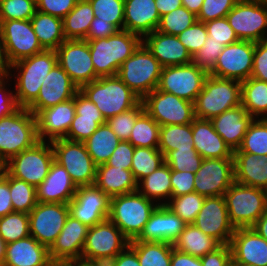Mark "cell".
I'll return each instance as SVG.
<instances>
[{"label": "cell", "instance_id": "25", "mask_svg": "<svg viewBox=\"0 0 267 266\" xmlns=\"http://www.w3.org/2000/svg\"><path fill=\"white\" fill-rule=\"evenodd\" d=\"M185 225L186 223L165 205H157L143 231L134 240L174 243Z\"/></svg>", "mask_w": 267, "mask_h": 266}, {"label": "cell", "instance_id": "17", "mask_svg": "<svg viewBox=\"0 0 267 266\" xmlns=\"http://www.w3.org/2000/svg\"><path fill=\"white\" fill-rule=\"evenodd\" d=\"M235 182L233 158L203 159L195 173V192L204 197L221 196Z\"/></svg>", "mask_w": 267, "mask_h": 266}, {"label": "cell", "instance_id": "20", "mask_svg": "<svg viewBox=\"0 0 267 266\" xmlns=\"http://www.w3.org/2000/svg\"><path fill=\"white\" fill-rule=\"evenodd\" d=\"M68 205L71 216L92 227L108 219L110 198L95 185L80 186Z\"/></svg>", "mask_w": 267, "mask_h": 266}, {"label": "cell", "instance_id": "47", "mask_svg": "<svg viewBox=\"0 0 267 266\" xmlns=\"http://www.w3.org/2000/svg\"><path fill=\"white\" fill-rule=\"evenodd\" d=\"M205 197L197 192L171 197L165 206L180 217L186 224H193L200 212Z\"/></svg>", "mask_w": 267, "mask_h": 266}, {"label": "cell", "instance_id": "48", "mask_svg": "<svg viewBox=\"0 0 267 266\" xmlns=\"http://www.w3.org/2000/svg\"><path fill=\"white\" fill-rule=\"evenodd\" d=\"M30 235L29 214L13 212L0 218V237L8 244Z\"/></svg>", "mask_w": 267, "mask_h": 266}, {"label": "cell", "instance_id": "30", "mask_svg": "<svg viewBox=\"0 0 267 266\" xmlns=\"http://www.w3.org/2000/svg\"><path fill=\"white\" fill-rule=\"evenodd\" d=\"M159 22L155 0H124V30L143 38L153 33Z\"/></svg>", "mask_w": 267, "mask_h": 266}, {"label": "cell", "instance_id": "23", "mask_svg": "<svg viewBox=\"0 0 267 266\" xmlns=\"http://www.w3.org/2000/svg\"><path fill=\"white\" fill-rule=\"evenodd\" d=\"M79 88L57 63L44 79L36 100L27 108L34 115L39 111L74 98Z\"/></svg>", "mask_w": 267, "mask_h": 266}, {"label": "cell", "instance_id": "37", "mask_svg": "<svg viewBox=\"0 0 267 266\" xmlns=\"http://www.w3.org/2000/svg\"><path fill=\"white\" fill-rule=\"evenodd\" d=\"M137 190L157 205H165L172 197L170 167L162 164L138 183Z\"/></svg>", "mask_w": 267, "mask_h": 266}, {"label": "cell", "instance_id": "15", "mask_svg": "<svg viewBox=\"0 0 267 266\" xmlns=\"http://www.w3.org/2000/svg\"><path fill=\"white\" fill-rule=\"evenodd\" d=\"M30 235L50 248L62 231L70 214L65 203H40L28 213Z\"/></svg>", "mask_w": 267, "mask_h": 266}, {"label": "cell", "instance_id": "49", "mask_svg": "<svg viewBox=\"0 0 267 266\" xmlns=\"http://www.w3.org/2000/svg\"><path fill=\"white\" fill-rule=\"evenodd\" d=\"M9 190L14 212L29 213L36 206L35 186L9 174Z\"/></svg>", "mask_w": 267, "mask_h": 266}, {"label": "cell", "instance_id": "65", "mask_svg": "<svg viewBox=\"0 0 267 266\" xmlns=\"http://www.w3.org/2000/svg\"><path fill=\"white\" fill-rule=\"evenodd\" d=\"M13 205L9 190V173L3 168H0V218L13 213Z\"/></svg>", "mask_w": 267, "mask_h": 266}, {"label": "cell", "instance_id": "39", "mask_svg": "<svg viewBox=\"0 0 267 266\" xmlns=\"http://www.w3.org/2000/svg\"><path fill=\"white\" fill-rule=\"evenodd\" d=\"M89 0H78L75 7L63 18V34L66 40H85L95 18Z\"/></svg>", "mask_w": 267, "mask_h": 266}, {"label": "cell", "instance_id": "32", "mask_svg": "<svg viewBox=\"0 0 267 266\" xmlns=\"http://www.w3.org/2000/svg\"><path fill=\"white\" fill-rule=\"evenodd\" d=\"M253 117L247 110L239 105L235 108L224 111L210 121L214 130L219 134L225 143L234 152L240 147Z\"/></svg>", "mask_w": 267, "mask_h": 266}, {"label": "cell", "instance_id": "60", "mask_svg": "<svg viewBox=\"0 0 267 266\" xmlns=\"http://www.w3.org/2000/svg\"><path fill=\"white\" fill-rule=\"evenodd\" d=\"M10 81L12 82L9 76L0 77V119L14 113L19 108L14 90L10 89L12 88Z\"/></svg>", "mask_w": 267, "mask_h": 266}, {"label": "cell", "instance_id": "74", "mask_svg": "<svg viewBox=\"0 0 267 266\" xmlns=\"http://www.w3.org/2000/svg\"><path fill=\"white\" fill-rule=\"evenodd\" d=\"M5 251H6V243L0 237V263H4Z\"/></svg>", "mask_w": 267, "mask_h": 266}, {"label": "cell", "instance_id": "70", "mask_svg": "<svg viewBox=\"0 0 267 266\" xmlns=\"http://www.w3.org/2000/svg\"><path fill=\"white\" fill-rule=\"evenodd\" d=\"M157 11L161 16L182 7V0H155Z\"/></svg>", "mask_w": 267, "mask_h": 266}, {"label": "cell", "instance_id": "69", "mask_svg": "<svg viewBox=\"0 0 267 266\" xmlns=\"http://www.w3.org/2000/svg\"><path fill=\"white\" fill-rule=\"evenodd\" d=\"M12 64L10 63L6 48L4 44L2 28L0 24V77H7L10 75Z\"/></svg>", "mask_w": 267, "mask_h": 266}, {"label": "cell", "instance_id": "61", "mask_svg": "<svg viewBox=\"0 0 267 266\" xmlns=\"http://www.w3.org/2000/svg\"><path fill=\"white\" fill-rule=\"evenodd\" d=\"M195 173L171 170L172 197L195 192Z\"/></svg>", "mask_w": 267, "mask_h": 266}, {"label": "cell", "instance_id": "36", "mask_svg": "<svg viewBox=\"0 0 267 266\" xmlns=\"http://www.w3.org/2000/svg\"><path fill=\"white\" fill-rule=\"evenodd\" d=\"M221 245L218 240L206 235L194 224H186L184 230L173 243L176 250L199 258L216 250Z\"/></svg>", "mask_w": 267, "mask_h": 266}, {"label": "cell", "instance_id": "56", "mask_svg": "<svg viewBox=\"0 0 267 266\" xmlns=\"http://www.w3.org/2000/svg\"><path fill=\"white\" fill-rule=\"evenodd\" d=\"M177 37L193 57L205 44L208 34L204 22L196 21Z\"/></svg>", "mask_w": 267, "mask_h": 266}, {"label": "cell", "instance_id": "64", "mask_svg": "<svg viewBox=\"0 0 267 266\" xmlns=\"http://www.w3.org/2000/svg\"><path fill=\"white\" fill-rule=\"evenodd\" d=\"M202 266H229L232 260L229 244H222L216 250L200 258Z\"/></svg>", "mask_w": 267, "mask_h": 266}, {"label": "cell", "instance_id": "38", "mask_svg": "<svg viewBox=\"0 0 267 266\" xmlns=\"http://www.w3.org/2000/svg\"><path fill=\"white\" fill-rule=\"evenodd\" d=\"M30 21L44 50H56L66 40L63 34V19L37 10Z\"/></svg>", "mask_w": 267, "mask_h": 266}, {"label": "cell", "instance_id": "35", "mask_svg": "<svg viewBox=\"0 0 267 266\" xmlns=\"http://www.w3.org/2000/svg\"><path fill=\"white\" fill-rule=\"evenodd\" d=\"M94 185L109 198L137 191L138 183L131 170L103 163L96 168Z\"/></svg>", "mask_w": 267, "mask_h": 266}, {"label": "cell", "instance_id": "5", "mask_svg": "<svg viewBox=\"0 0 267 266\" xmlns=\"http://www.w3.org/2000/svg\"><path fill=\"white\" fill-rule=\"evenodd\" d=\"M156 206L138 190L114 196L110 198L108 219L131 241L141 234Z\"/></svg>", "mask_w": 267, "mask_h": 266}, {"label": "cell", "instance_id": "13", "mask_svg": "<svg viewBox=\"0 0 267 266\" xmlns=\"http://www.w3.org/2000/svg\"><path fill=\"white\" fill-rule=\"evenodd\" d=\"M141 101L145 111L160 126L190 124L196 118L193 102L158 89L153 90Z\"/></svg>", "mask_w": 267, "mask_h": 266}, {"label": "cell", "instance_id": "40", "mask_svg": "<svg viewBox=\"0 0 267 266\" xmlns=\"http://www.w3.org/2000/svg\"><path fill=\"white\" fill-rule=\"evenodd\" d=\"M241 105L254 119H267V82L252 77L242 81Z\"/></svg>", "mask_w": 267, "mask_h": 266}, {"label": "cell", "instance_id": "12", "mask_svg": "<svg viewBox=\"0 0 267 266\" xmlns=\"http://www.w3.org/2000/svg\"><path fill=\"white\" fill-rule=\"evenodd\" d=\"M226 19L239 40L267 39V6L263 0H238Z\"/></svg>", "mask_w": 267, "mask_h": 266}, {"label": "cell", "instance_id": "50", "mask_svg": "<svg viewBox=\"0 0 267 266\" xmlns=\"http://www.w3.org/2000/svg\"><path fill=\"white\" fill-rule=\"evenodd\" d=\"M196 21L197 16L182 6L161 16L156 30L165 34L177 36L188 27L192 26Z\"/></svg>", "mask_w": 267, "mask_h": 266}, {"label": "cell", "instance_id": "24", "mask_svg": "<svg viewBox=\"0 0 267 266\" xmlns=\"http://www.w3.org/2000/svg\"><path fill=\"white\" fill-rule=\"evenodd\" d=\"M88 228L69 214L62 231L49 248L51 260L56 265H64L81 259Z\"/></svg>", "mask_w": 267, "mask_h": 266}, {"label": "cell", "instance_id": "75", "mask_svg": "<svg viewBox=\"0 0 267 266\" xmlns=\"http://www.w3.org/2000/svg\"><path fill=\"white\" fill-rule=\"evenodd\" d=\"M229 266H254V265L243 264V263H239V262L231 260V263Z\"/></svg>", "mask_w": 267, "mask_h": 266}, {"label": "cell", "instance_id": "9", "mask_svg": "<svg viewBox=\"0 0 267 266\" xmlns=\"http://www.w3.org/2000/svg\"><path fill=\"white\" fill-rule=\"evenodd\" d=\"M54 160L51 142L39 140L32 147L12 157L2 167L11 176L37 187L45 180Z\"/></svg>", "mask_w": 267, "mask_h": 266}, {"label": "cell", "instance_id": "10", "mask_svg": "<svg viewBox=\"0 0 267 266\" xmlns=\"http://www.w3.org/2000/svg\"><path fill=\"white\" fill-rule=\"evenodd\" d=\"M51 144L55 161L65 168L76 187L94 185L97 165L84 142L61 138Z\"/></svg>", "mask_w": 267, "mask_h": 266}, {"label": "cell", "instance_id": "71", "mask_svg": "<svg viewBox=\"0 0 267 266\" xmlns=\"http://www.w3.org/2000/svg\"><path fill=\"white\" fill-rule=\"evenodd\" d=\"M267 241V211L251 227Z\"/></svg>", "mask_w": 267, "mask_h": 266}, {"label": "cell", "instance_id": "45", "mask_svg": "<svg viewBox=\"0 0 267 266\" xmlns=\"http://www.w3.org/2000/svg\"><path fill=\"white\" fill-rule=\"evenodd\" d=\"M164 163V155L158 148L135 147L131 171L139 183Z\"/></svg>", "mask_w": 267, "mask_h": 266}, {"label": "cell", "instance_id": "55", "mask_svg": "<svg viewBox=\"0 0 267 266\" xmlns=\"http://www.w3.org/2000/svg\"><path fill=\"white\" fill-rule=\"evenodd\" d=\"M223 47L224 46L220 42L212 41L208 36L205 44L192 57V62L207 75H211Z\"/></svg>", "mask_w": 267, "mask_h": 266}, {"label": "cell", "instance_id": "3", "mask_svg": "<svg viewBox=\"0 0 267 266\" xmlns=\"http://www.w3.org/2000/svg\"><path fill=\"white\" fill-rule=\"evenodd\" d=\"M79 91L96 105L105 120L134 108L141 101L117 75L99 77Z\"/></svg>", "mask_w": 267, "mask_h": 266}, {"label": "cell", "instance_id": "54", "mask_svg": "<svg viewBox=\"0 0 267 266\" xmlns=\"http://www.w3.org/2000/svg\"><path fill=\"white\" fill-rule=\"evenodd\" d=\"M145 111L142 101L134 108L106 120L108 126L121 141H128L137 118Z\"/></svg>", "mask_w": 267, "mask_h": 266}, {"label": "cell", "instance_id": "58", "mask_svg": "<svg viewBox=\"0 0 267 266\" xmlns=\"http://www.w3.org/2000/svg\"><path fill=\"white\" fill-rule=\"evenodd\" d=\"M204 24L212 41L220 42L223 46L239 41L226 17L208 21Z\"/></svg>", "mask_w": 267, "mask_h": 266}, {"label": "cell", "instance_id": "51", "mask_svg": "<svg viewBox=\"0 0 267 266\" xmlns=\"http://www.w3.org/2000/svg\"><path fill=\"white\" fill-rule=\"evenodd\" d=\"M97 21L109 22L124 30V0H89Z\"/></svg>", "mask_w": 267, "mask_h": 266}, {"label": "cell", "instance_id": "62", "mask_svg": "<svg viewBox=\"0 0 267 266\" xmlns=\"http://www.w3.org/2000/svg\"><path fill=\"white\" fill-rule=\"evenodd\" d=\"M135 147L129 141H120L106 162L110 166L131 170Z\"/></svg>", "mask_w": 267, "mask_h": 266}, {"label": "cell", "instance_id": "22", "mask_svg": "<svg viewBox=\"0 0 267 266\" xmlns=\"http://www.w3.org/2000/svg\"><path fill=\"white\" fill-rule=\"evenodd\" d=\"M75 114V96L39 111L35 115L38 139L51 142L65 138Z\"/></svg>", "mask_w": 267, "mask_h": 266}, {"label": "cell", "instance_id": "26", "mask_svg": "<svg viewBox=\"0 0 267 266\" xmlns=\"http://www.w3.org/2000/svg\"><path fill=\"white\" fill-rule=\"evenodd\" d=\"M229 246L233 261L267 266V241L251 227L235 229Z\"/></svg>", "mask_w": 267, "mask_h": 266}, {"label": "cell", "instance_id": "21", "mask_svg": "<svg viewBox=\"0 0 267 266\" xmlns=\"http://www.w3.org/2000/svg\"><path fill=\"white\" fill-rule=\"evenodd\" d=\"M193 224L221 244H229L235 231L234 226L229 221L223 195L205 197L203 206Z\"/></svg>", "mask_w": 267, "mask_h": 266}, {"label": "cell", "instance_id": "41", "mask_svg": "<svg viewBox=\"0 0 267 266\" xmlns=\"http://www.w3.org/2000/svg\"><path fill=\"white\" fill-rule=\"evenodd\" d=\"M120 141L108 124L104 123L99 125L84 143L94 163L98 166L109 160Z\"/></svg>", "mask_w": 267, "mask_h": 266}, {"label": "cell", "instance_id": "73", "mask_svg": "<svg viewBox=\"0 0 267 266\" xmlns=\"http://www.w3.org/2000/svg\"><path fill=\"white\" fill-rule=\"evenodd\" d=\"M204 0H182V5L196 16L201 10Z\"/></svg>", "mask_w": 267, "mask_h": 266}, {"label": "cell", "instance_id": "72", "mask_svg": "<svg viewBox=\"0 0 267 266\" xmlns=\"http://www.w3.org/2000/svg\"><path fill=\"white\" fill-rule=\"evenodd\" d=\"M64 266H111L109 262L87 261L83 259L73 260L64 264Z\"/></svg>", "mask_w": 267, "mask_h": 266}, {"label": "cell", "instance_id": "44", "mask_svg": "<svg viewBox=\"0 0 267 266\" xmlns=\"http://www.w3.org/2000/svg\"><path fill=\"white\" fill-rule=\"evenodd\" d=\"M160 125L144 111L132 128L129 142L134 147L158 148Z\"/></svg>", "mask_w": 267, "mask_h": 266}, {"label": "cell", "instance_id": "57", "mask_svg": "<svg viewBox=\"0 0 267 266\" xmlns=\"http://www.w3.org/2000/svg\"><path fill=\"white\" fill-rule=\"evenodd\" d=\"M238 0H204L197 21L208 22L226 17Z\"/></svg>", "mask_w": 267, "mask_h": 266}, {"label": "cell", "instance_id": "63", "mask_svg": "<svg viewBox=\"0 0 267 266\" xmlns=\"http://www.w3.org/2000/svg\"><path fill=\"white\" fill-rule=\"evenodd\" d=\"M251 77L267 82V39L255 42Z\"/></svg>", "mask_w": 267, "mask_h": 266}, {"label": "cell", "instance_id": "7", "mask_svg": "<svg viewBox=\"0 0 267 266\" xmlns=\"http://www.w3.org/2000/svg\"><path fill=\"white\" fill-rule=\"evenodd\" d=\"M163 66L141 43L121 64L117 76L142 100L158 88Z\"/></svg>", "mask_w": 267, "mask_h": 266}, {"label": "cell", "instance_id": "67", "mask_svg": "<svg viewBox=\"0 0 267 266\" xmlns=\"http://www.w3.org/2000/svg\"><path fill=\"white\" fill-rule=\"evenodd\" d=\"M111 266H140L136 251L128 245L110 262Z\"/></svg>", "mask_w": 267, "mask_h": 266}, {"label": "cell", "instance_id": "19", "mask_svg": "<svg viewBox=\"0 0 267 266\" xmlns=\"http://www.w3.org/2000/svg\"><path fill=\"white\" fill-rule=\"evenodd\" d=\"M0 24L11 64L44 51L30 20L0 21Z\"/></svg>", "mask_w": 267, "mask_h": 266}, {"label": "cell", "instance_id": "31", "mask_svg": "<svg viewBox=\"0 0 267 266\" xmlns=\"http://www.w3.org/2000/svg\"><path fill=\"white\" fill-rule=\"evenodd\" d=\"M76 114L65 139L84 142L99 127L106 123L96 105L84 96L80 91L75 94Z\"/></svg>", "mask_w": 267, "mask_h": 266}, {"label": "cell", "instance_id": "2", "mask_svg": "<svg viewBox=\"0 0 267 266\" xmlns=\"http://www.w3.org/2000/svg\"><path fill=\"white\" fill-rule=\"evenodd\" d=\"M95 80L99 77L115 76L120 66L142 43V38L126 30H119L107 38L87 40Z\"/></svg>", "mask_w": 267, "mask_h": 266}, {"label": "cell", "instance_id": "68", "mask_svg": "<svg viewBox=\"0 0 267 266\" xmlns=\"http://www.w3.org/2000/svg\"><path fill=\"white\" fill-rule=\"evenodd\" d=\"M170 266H202V263L199 257L180 252L173 248Z\"/></svg>", "mask_w": 267, "mask_h": 266}, {"label": "cell", "instance_id": "16", "mask_svg": "<svg viewBox=\"0 0 267 266\" xmlns=\"http://www.w3.org/2000/svg\"><path fill=\"white\" fill-rule=\"evenodd\" d=\"M55 51L57 63L79 89L95 80V69L87 40H65Z\"/></svg>", "mask_w": 267, "mask_h": 266}, {"label": "cell", "instance_id": "4", "mask_svg": "<svg viewBox=\"0 0 267 266\" xmlns=\"http://www.w3.org/2000/svg\"><path fill=\"white\" fill-rule=\"evenodd\" d=\"M39 139L35 115L19 107L0 119V167L12 157L32 147Z\"/></svg>", "mask_w": 267, "mask_h": 266}, {"label": "cell", "instance_id": "27", "mask_svg": "<svg viewBox=\"0 0 267 266\" xmlns=\"http://www.w3.org/2000/svg\"><path fill=\"white\" fill-rule=\"evenodd\" d=\"M142 43L163 66L183 65L192 62V56L175 35L155 30L142 38Z\"/></svg>", "mask_w": 267, "mask_h": 266}, {"label": "cell", "instance_id": "52", "mask_svg": "<svg viewBox=\"0 0 267 266\" xmlns=\"http://www.w3.org/2000/svg\"><path fill=\"white\" fill-rule=\"evenodd\" d=\"M164 159L171 170L191 173L197 172L203 160L202 156L195 149L170 151L164 156Z\"/></svg>", "mask_w": 267, "mask_h": 266}, {"label": "cell", "instance_id": "11", "mask_svg": "<svg viewBox=\"0 0 267 266\" xmlns=\"http://www.w3.org/2000/svg\"><path fill=\"white\" fill-rule=\"evenodd\" d=\"M130 240L109 219L88 228L81 259L110 262L128 245Z\"/></svg>", "mask_w": 267, "mask_h": 266}, {"label": "cell", "instance_id": "14", "mask_svg": "<svg viewBox=\"0 0 267 266\" xmlns=\"http://www.w3.org/2000/svg\"><path fill=\"white\" fill-rule=\"evenodd\" d=\"M207 76L193 62L166 66L162 69L157 89L194 103Z\"/></svg>", "mask_w": 267, "mask_h": 266}, {"label": "cell", "instance_id": "42", "mask_svg": "<svg viewBox=\"0 0 267 266\" xmlns=\"http://www.w3.org/2000/svg\"><path fill=\"white\" fill-rule=\"evenodd\" d=\"M129 245L136 251L140 266H170L173 243L131 240Z\"/></svg>", "mask_w": 267, "mask_h": 266}, {"label": "cell", "instance_id": "6", "mask_svg": "<svg viewBox=\"0 0 267 266\" xmlns=\"http://www.w3.org/2000/svg\"><path fill=\"white\" fill-rule=\"evenodd\" d=\"M241 105V81L208 75L194 102L195 117L211 120Z\"/></svg>", "mask_w": 267, "mask_h": 266}, {"label": "cell", "instance_id": "53", "mask_svg": "<svg viewBox=\"0 0 267 266\" xmlns=\"http://www.w3.org/2000/svg\"><path fill=\"white\" fill-rule=\"evenodd\" d=\"M36 11V0H0V21L31 20Z\"/></svg>", "mask_w": 267, "mask_h": 266}, {"label": "cell", "instance_id": "1", "mask_svg": "<svg viewBox=\"0 0 267 266\" xmlns=\"http://www.w3.org/2000/svg\"><path fill=\"white\" fill-rule=\"evenodd\" d=\"M56 64L55 50H44L12 64L9 77L14 79L12 90L19 107L28 108L36 100L44 79Z\"/></svg>", "mask_w": 267, "mask_h": 266}, {"label": "cell", "instance_id": "28", "mask_svg": "<svg viewBox=\"0 0 267 266\" xmlns=\"http://www.w3.org/2000/svg\"><path fill=\"white\" fill-rule=\"evenodd\" d=\"M76 190L69 173L54 160L45 180L36 187V199L40 203L68 204Z\"/></svg>", "mask_w": 267, "mask_h": 266}, {"label": "cell", "instance_id": "29", "mask_svg": "<svg viewBox=\"0 0 267 266\" xmlns=\"http://www.w3.org/2000/svg\"><path fill=\"white\" fill-rule=\"evenodd\" d=\"M5 266H55L49 255V248L34 237L6 244Z\"/></svg>", "mask_w": 267, "mask_h": 266}, {"label": "cell", "instance_id": "43", "mask_svg": "<svg viewBox=\"0 0 267 266\" xmlns=\"http://www.w3.org/2000/svg\"><path fill=\"white\" fill-rule=\"evenodd\" d=\"M192 124L160 126L158 149L165 156L177 149H194Z\"/></svg>", "mask_w": 267, "mask_h": 266}, {"label": "cell", "instance_id": "8", "mask_svg": "<svg viewBox=\"0 0 267 266\" xmlns=\"http://www.w3.org/2000/svg\"><path fill=\"white\" fill-rule=\"evenodd\" d=\"M228 217L235 229L250 228L267 211V191L234 182L224 193Z\"/></svg>", "mask_w": 267, "mask_h": 266}, {"label": "cell", "instance_id": "66", "mask_svg": "<svg viewBox=\"0 0 267 266\" xmlns=\"http://www.w3.org/2000/svg\"><path fill=\"white\" fill-rule=\"evenodd\" d=\"M118 31L119 29L115 25L109 22L97 21V18L95 17L90 24L89 31L85 40L107 38L111 35L116 34Z\"/></svg>", "mask_w": 267, "mask_h": 266}, {"label": "cell", "instance_id": "18", "mask_svg": "<svg viewBox=\"0 0 267 266\" xmlns=\"http://www.w3.org/2000/svg\"><path fill=\"white\" fill-rule=\"evenodd\" d=\"M255 42L239 40L223 47L211 75L244 81L251 77Z\"/></svg>", "mask_w": 267, "mask_h": 266}, {"label": "cell", "instance_id": "59", "mask_svg": "<svg viewBox=\"0 0 267 266\" xmlns=\"http://www.w3.org/2000/svg\"><path fill=\"white\" fill-rule=\"evenodd\" d=\"M78 0H36L37 10L63 19Z\"/></svg>", "mask_w": 267, "mask_h": 266}, {"label": "cell", "instance_id": "34", "mask_svg": "<svg viewBox=\"0 0 267 266\" xmlns=\"http://www.w3.org/2000/svg\"><path fill=\"white\" fill-rule=\"evenodd\" d=\"M233 161L235 182L267 191V155L234 153Z\"/></svg>", "mask_w": 267, "mask_h": 266}, {"label": "cell", "instance_id": "46", "mask_svg": "<svg viewBox=\"0 0 267 266\" xmlns=\"http://www.w3.org/2000/svg\"><path fill=\"white\" fill-rule=\"evenodd\" d=\"M234 153H252L259 157L267 155V119H253Z\"/></svg>", "mask_w": 267, "mask_h": 266}, {"label": "cell", "instance_id": "33", "mask_svg": "<svg viewBox=\"0 0 267 266\" xmlns=\"http://www.w3.org/2000/svg\"><path fill=\"white\" fill-rule=\"evenodd\" d=\"M191 124L194 149L203 159L233 158L234 152L217 134L210 120L195 118Z\"/></svg>", "mask_w": 267, "mask_h": 266}]
</instances>
